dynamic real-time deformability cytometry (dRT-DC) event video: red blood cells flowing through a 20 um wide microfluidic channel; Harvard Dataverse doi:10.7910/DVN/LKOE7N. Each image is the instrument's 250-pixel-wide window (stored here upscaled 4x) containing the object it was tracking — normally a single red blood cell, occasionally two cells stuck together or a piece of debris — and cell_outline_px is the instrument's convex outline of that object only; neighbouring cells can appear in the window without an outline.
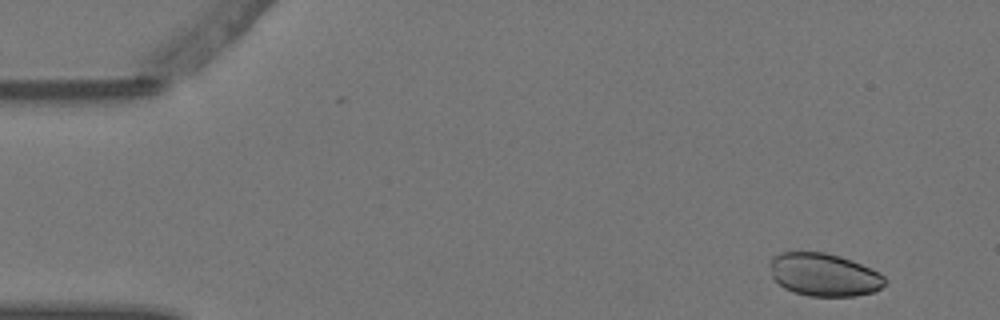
{"species": "Egyptian fruit bat (a non-hibernating species)", "species_latin": "Rousettus aegyptiacus", "temperature_condition": "warm", "stored_images_in_passage": 4, "camera_frame_rate_fps": 3000, "um_per_image_px": 0.085, "animal": {"sex": "female"}, "frame": {"image": 1, "passage_image": 1, "time_ms": 0.0, "image_size_px": [1000, 320], "cell_outline_px": [[884, 284], [876, 292], [856, 296], [808, 296], [784, 288], [772, 276], [768, 264], [772, 256], [780, 252], [824, 252], [840, 256], [852, 260], [880, 272], [884, 276]], "centroid_in_image_um": [70.03, 23.34], "position_along_channel_um": 15.0, "area_um2": 28.9}}
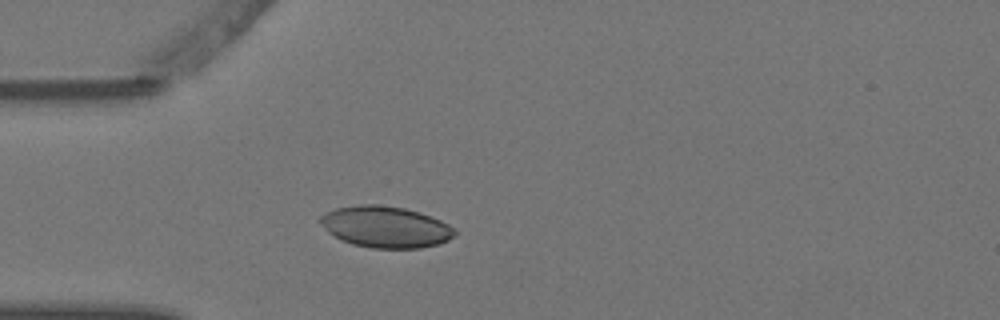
{"frame": {"image": 2, "passage_image": 4, "time_ms": 1.0, "image_size_px": [1000, 320], "cell_outline_px": [[456, 236], [440, 244], [420, 248], [372, 248], [352, 244], [328, 232], [316, 220], [320, 216], [336, 208], [360, 204], [376, 204], [404, 208], [420, 212], [440, 220], [448, 224], [456, 232]], "centroid_in_image_um": [32.78, 19.28], "position_along_channel_um": 52.2, "area_um2": 32.43}}